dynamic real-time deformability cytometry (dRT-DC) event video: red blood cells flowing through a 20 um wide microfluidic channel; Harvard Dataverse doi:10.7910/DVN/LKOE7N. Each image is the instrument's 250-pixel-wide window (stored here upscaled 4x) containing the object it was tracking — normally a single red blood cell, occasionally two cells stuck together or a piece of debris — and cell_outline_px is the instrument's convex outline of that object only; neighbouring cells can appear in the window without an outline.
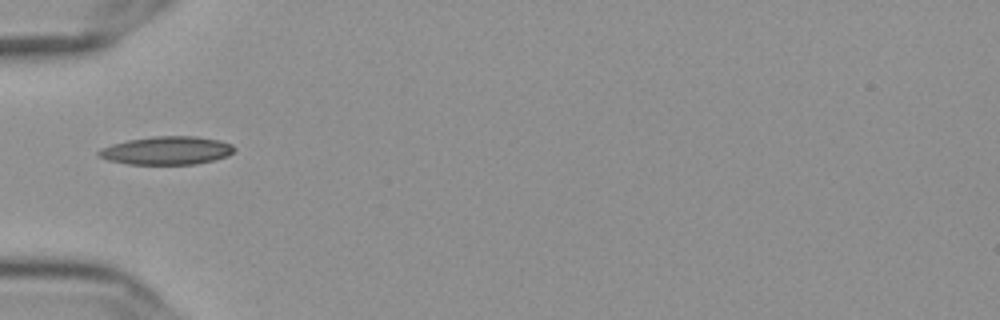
{"species": "Egyptian fruit bat (a non-hibernating species)", "species_latin": "Rousettus aegyptiacus", "temperature_condition": "cold", "stored_images_in_passage": 38, "camera_frame_rate_fps": 3000, "um_per_image_px": 0.085, "frame": {"image": 1, "passage_image": 1, "time_ms": 0.0, "image_size_px": [1000, 320], "cell_outline_px": [[236, 148], [228, 156], [196, 164], [128, 164], [108, 160], [100, 156], [96, 152], [100, 148], [112, 144], [128, 140], [152, 136], [196, 136], [220, 140], [232, 144]], "centroid_in_image_um": [14.18, 12.79], "position_along_channel_um": 70.8, "area_um2": 22.31}}
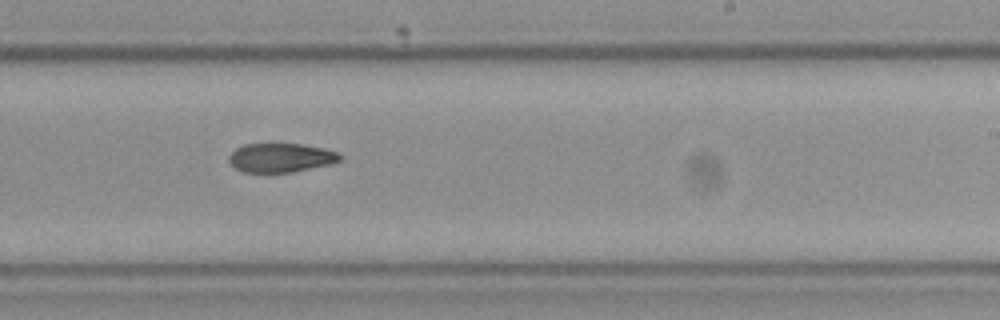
{"frame": {"image": 2, "passage_image": 17, "time_ms": 5.333, "image_size_px": [1000, 320], "cell_outline_px": [[340, 160], [328, 164], [292, 172], [244, 172], [236, 168], [228, 160], [228, 156], [236, 148], [244, 144], [268, 140], [272, 140], [300, 144], [324, 148], [340, 152]], "centroid_in_image_um": [23.82, 13.34], "position_along_channel_um": 265.2, "area_um2": 19.42}}
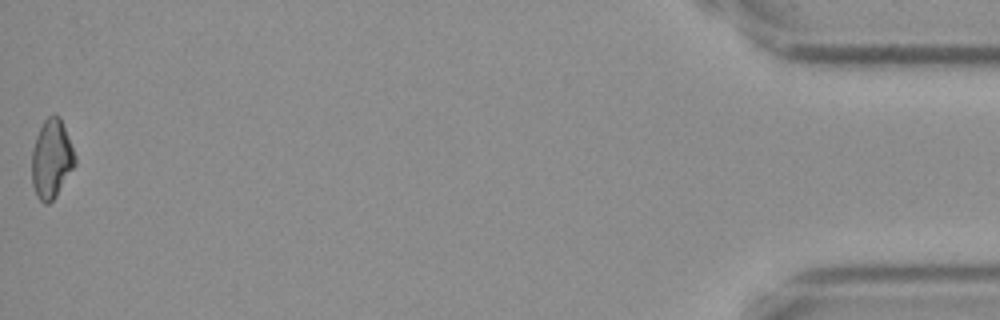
{"frame": {"image": 3, "passage_image": 38, "time_ms": 12.333, "image_size_px": [1000, 320], "cell_outline_px": [[76, 164], [56, 196], [48, 204], [44, 204], [40, 200], [32, 184], [32, 148], [36, 136], [44, 120], [48, 116], [60, 116], [76, 156]], "centroid_in_image_um": [4.38, 13.51], "position_along_channel_um": 430.8, "area_um2": 19.71}, "authors_computed_cell_mechanics": {"area_um2": 19.941, "velocity_mm_per_s": 3.636, "shape_relaxation_time_tau1_ms": 7.4845, "shape_relaxation_time_tau2_ms": null, "deformation_change_tau1": 0.1535, "deformation_change_tau2": null}}